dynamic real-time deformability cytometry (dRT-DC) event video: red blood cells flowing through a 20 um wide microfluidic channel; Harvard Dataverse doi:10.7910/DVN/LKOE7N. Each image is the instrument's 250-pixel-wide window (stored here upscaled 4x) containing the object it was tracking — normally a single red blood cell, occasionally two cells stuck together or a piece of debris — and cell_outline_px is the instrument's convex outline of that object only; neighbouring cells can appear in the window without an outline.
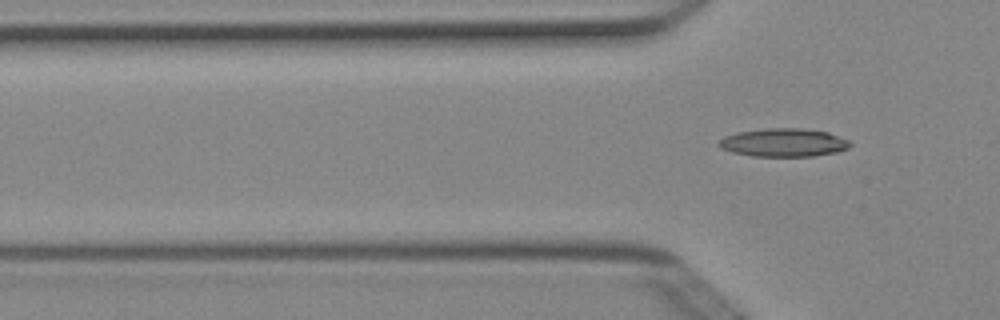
{"species": "Egyptian fruit bat (a non-hibernating species)", "species_latin": "Rousettus aegyptiacus", "temperature_condition": "cold", "stored_images_in_passage": 7, "segment_of_instrument_passage": [2, 2], "camera_frame_rate_fps": 3000, "um_per_image_px": 0.085, "animal": {"sex": "female"}, "frame": {"image": 1, "passage_image": 7, "time_ms": 2.0, "image_size_px": [1000, 320], "cell_outline_px": [[852, 144], [848, 148], [836, 152], [812, 156], [752, 156], [732, 152], [720, 148], [716, 144], [724, 136], [736, 132], [764, 128], [800, 128], [828, 132], [848, 140]], "centroid_in_image_um": [66.57, 12.11], "position_along_channel_um": 59.2, "area_um2": 21.68}}